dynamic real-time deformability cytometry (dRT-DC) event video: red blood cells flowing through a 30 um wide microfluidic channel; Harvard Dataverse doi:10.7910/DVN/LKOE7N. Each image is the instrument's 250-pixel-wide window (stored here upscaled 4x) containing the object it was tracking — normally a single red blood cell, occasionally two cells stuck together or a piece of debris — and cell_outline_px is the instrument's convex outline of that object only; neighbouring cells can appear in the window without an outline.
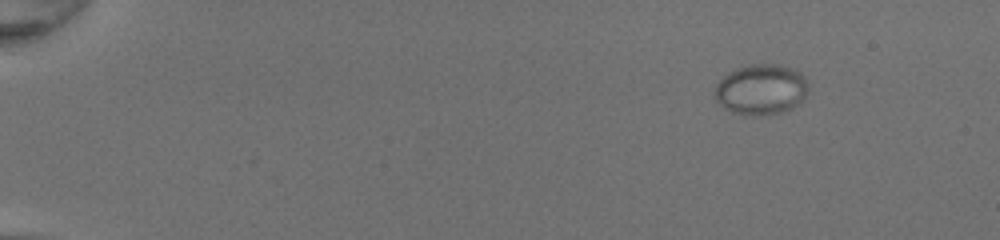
{"species": "common noctule bat (a hibernating species)", "species_latin": "Nyctalus noctula", "temperature_condition": "room temperature", "stored_images_in_passage": 46, "camera_frame_rate_fps": 3000, "um_per_image_px": 0.085, "animal": {"sex": "female", "body_mass_g": 20.0, "forearm_length_mm": 54.0}, "frame": {"image": 1, "passage_image": 1, "time_ms": 0.0, "image_size_px": [1000, 240], "cell_outline_px": [[804, 96], [800, 100], [776, 112], [736, 112], [728, 108], [716, 96], [716, 88], [720, 80], [732, 72], [740, 68], [756, 64], [772, 64], [788, 68], [796, 72], [804, 80]], "centroid_in_image_um": [64.65, 7.54], "position_along_channel_um": 20.3, "area_um2": 24.62}}
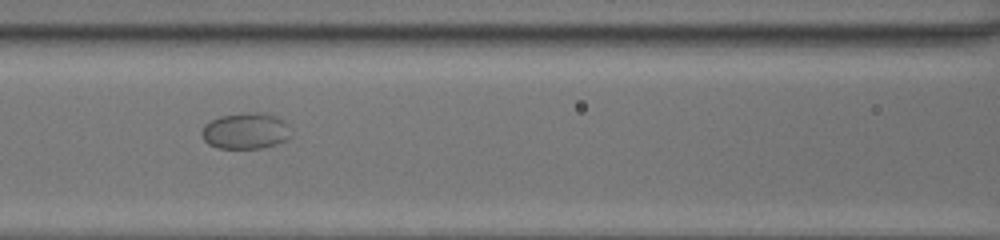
{"frame": {"image": 2, "passage_image": 20, "time_ms": 6.333, "image_size_px": [1000, 240], "cell_outline_px": [[288, 136], [284, 140], [260, 148], [220, 148], [208, 144], [204, 140], [200, 132], [204, 124], [220, 116], [244, 112], [260, 112], [276, 116], [284, 124]], "centroid_in_image_um": [20.76, 11.11], "position_along_channel_um": 145.8, "area_um2": 18.26}}
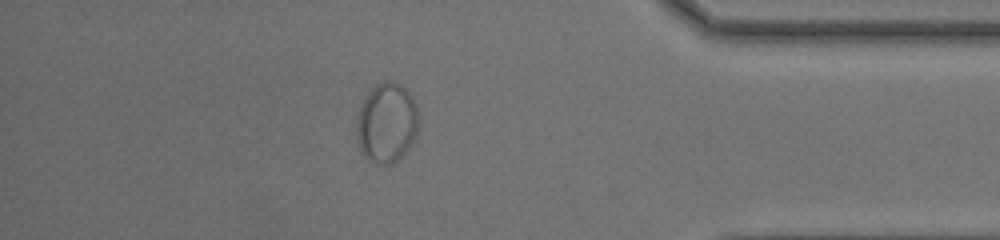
{"frame": {"image": 3, "passage_image": 40, "time_ms": 13.0, "image_size_px": [1000, 240], "cell_outline_px": [[416, 132], [408, 148], [392, 164], [380, 164], [372, 160], [360, 148], [356, 128], [360, 108], [368, 92], [376, 84], [384, 80], [400, 84], [412, 96], [416, 104]], "centroid_in_image_um": [32.86, 10.4], "position_along_channel_um": 402.3, "area_um2": 27.86}, "authors_computed_cell_mechanics": {"area_um2": 21.0392, "velocity_mm_per_s": 4.2119, "shape_relaxation_time_tau1_ms": 2.8101, "shape_relaxation_time_tau2_ms": null, "deformation_change_tau1": 0.0467, "deformation_change_tau2": null}}